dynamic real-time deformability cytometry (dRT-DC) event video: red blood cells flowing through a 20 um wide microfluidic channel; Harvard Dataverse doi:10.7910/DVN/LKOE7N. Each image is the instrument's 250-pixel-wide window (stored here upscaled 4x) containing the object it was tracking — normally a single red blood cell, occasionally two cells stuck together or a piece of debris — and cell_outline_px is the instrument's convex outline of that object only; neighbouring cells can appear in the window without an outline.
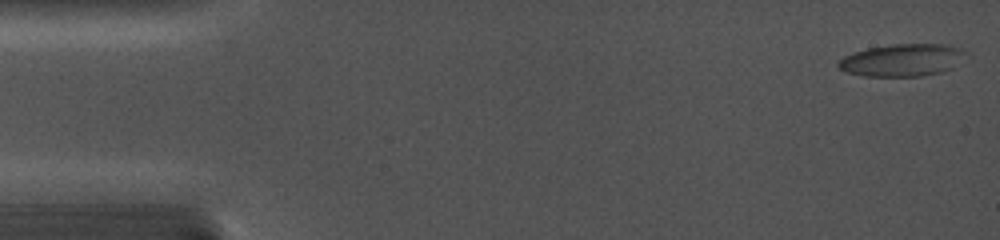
{"species": "common noctule bat (a hibernating species)", "species_latin": "Nyctalus noctula", "temperature_condition": "cold", "stored_images_in_passage": 41, "camera_frame_rate_fps": 5000, "um_per_image_px": 0.085, "animal": {"sex": "female", "body_mass_g": 19.0, "forearm_length_mm": 56.7}, "frame": {"image": 1, "passage_image": 1, "time_ms": 0.0, "image_size_px": [1000, 240], "cell_outline_px": [[972, 56], [952, 68], [940, 72], [920, 76], [864, 76], [848, 72], [840, 68], [836, 64], [844, 56], [868, 48], [892, 44], [948, 44], [960, 48], [968, 52]], "centroid_in_image_um": [76.81, 5.1], "position_along_channel_um": 8.2, "area_um2": 24.28}}
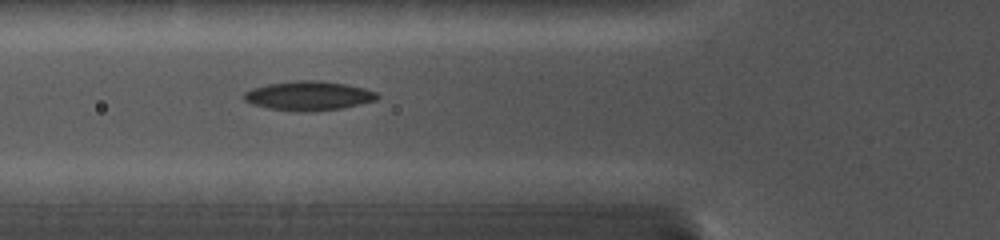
{"frame": {"image": 2, "passage_image": 16, "time_ms": 6.0, "image_size_px": [1000, 240], "cell_outline_px": [[380, 96], [376, 100], [360, 104], [340, 108], [316, 112], [300, 112], [268, 108], [252, 104], [244, 100], [244, 92], [252, 88], [268, 84], [292, 80], [320, 80], [348, 84], [364, 88], [376, 92]], "centroid_in_image_um": [26.24, 8.14], "position_along_channel_um": 99.6, "area_um2": 22.95}}
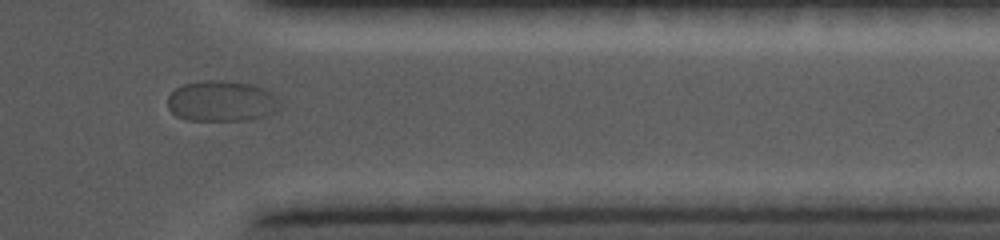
{"frame": {"image": 3, "passage_image": 36, "time_ms": 13.8, "image_size_px": [1000, 240], "cell_outline_px": [[280, 108], [276, 112], [264, 116], [248, 120], [188, 120], [176, 116], [168, 108], [168, 96], [176, 88], [184, 84], [200, 80], [228, 80], [252, 84], [264, 88], [272, 92], [280, 100]], "centroid_in_image_um": [18.87, 8.58], "position_along_channel_um": 392.5, "area_um2": 27.05}}